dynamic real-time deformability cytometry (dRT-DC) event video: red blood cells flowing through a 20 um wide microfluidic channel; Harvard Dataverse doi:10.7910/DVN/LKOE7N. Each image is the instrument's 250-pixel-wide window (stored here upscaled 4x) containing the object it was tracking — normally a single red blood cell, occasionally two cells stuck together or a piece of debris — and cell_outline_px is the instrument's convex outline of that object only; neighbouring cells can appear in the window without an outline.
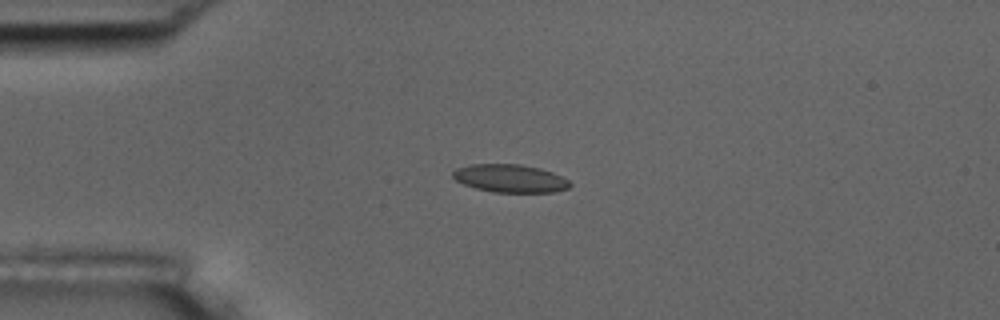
{"species": "common noctule bat (a hibernating species)", "species_latin": "Nyctalus noctula", "temperature_condition": "room temperature", "stored_images_in_passage": 7, "camera_frame_rate_fps": 3000, "um_per_image_px": 0.085, "animal": {"sex": "male", "body_mass_g": 17.5, "forearm_length_mm": 52.3}, "frame": {"image": 1, "passage_image": 3, "time_ms": 2.333, "image_size_px": [1000, 320], "cell_outline_px": [[572, 184], [568, 188], [556, 192], [492, 192], [476, 188], [464, 184], [456, 180], [452, 176], [452, 172], [456, 168], [468, 164], [520, 164], [540, 168], [552, 172], [568, 180]], "centroid_in_image_um": [43.35, 15.16], "position_along_channel_um": 41.7, "area_um2": 19.13}}
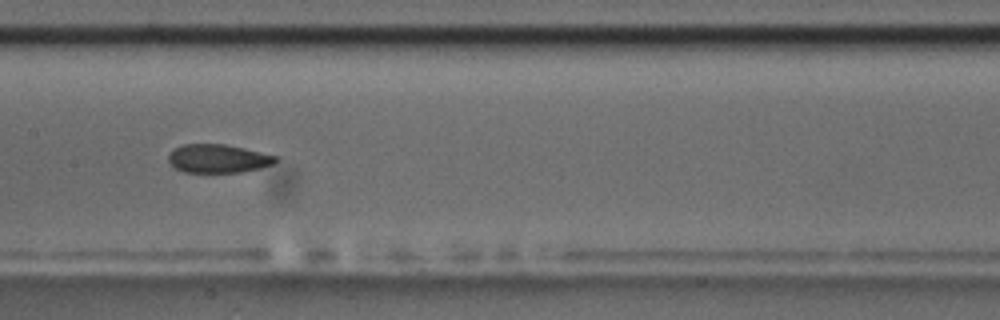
{"frame": {"image": 2, "passage_image": 7, "time_ms": 7.0, "image_size_px": [1000, 320], "cell_outline_px": [[276, 160], [272, 164], [260, 168], [240, 172], [184, 172], [172, 168], [168, 160], [168, 156], [176, 148], [184, 144], [224, 144], [244, 148], [276, 156]], "centroid_in_image_um": [18.49, 13.48], "position_along_channel_um": 188.9, "area_um2": 17.63}}